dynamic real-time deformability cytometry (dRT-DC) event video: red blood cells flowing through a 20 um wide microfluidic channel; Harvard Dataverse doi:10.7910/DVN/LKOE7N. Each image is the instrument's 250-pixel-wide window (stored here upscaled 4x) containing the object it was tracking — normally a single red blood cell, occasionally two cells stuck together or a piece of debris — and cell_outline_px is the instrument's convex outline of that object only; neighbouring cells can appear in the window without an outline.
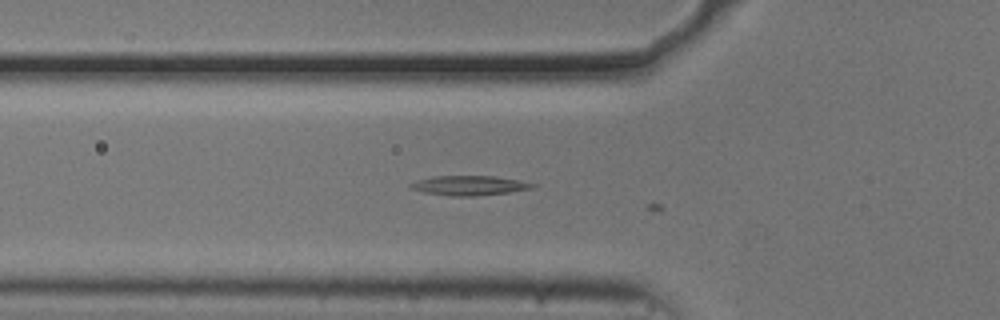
{"species": "common noctule bat (a hibernating species)", "species_latin": "Nyctalus noctula", "temperature_condition": "cold", "stored_images_in_passage": 3, "camera_frame_rate_fps": 3000, "um_per_image_px": 0.085, "animal": {"sex": "male", "body_mass_g": 20.5, "forearm_length_mm": 52.5}, "frame": {"image": 1, "passage_image": 2, "time_ms": 0.333, "image_size_px": [1000, 320], "cell_outline_px": [[536, 184], [532, 188], [508, 192], [476, 196], [452, 196], [424, 192], [412, 188], [408, 184], [416, 180], [432, 176], [492, 176], [516, 180]], "centroid_in_image_um": [39.83, 15.76], "position_along_channel_um": 86.0, "area_um2": 13.7}}